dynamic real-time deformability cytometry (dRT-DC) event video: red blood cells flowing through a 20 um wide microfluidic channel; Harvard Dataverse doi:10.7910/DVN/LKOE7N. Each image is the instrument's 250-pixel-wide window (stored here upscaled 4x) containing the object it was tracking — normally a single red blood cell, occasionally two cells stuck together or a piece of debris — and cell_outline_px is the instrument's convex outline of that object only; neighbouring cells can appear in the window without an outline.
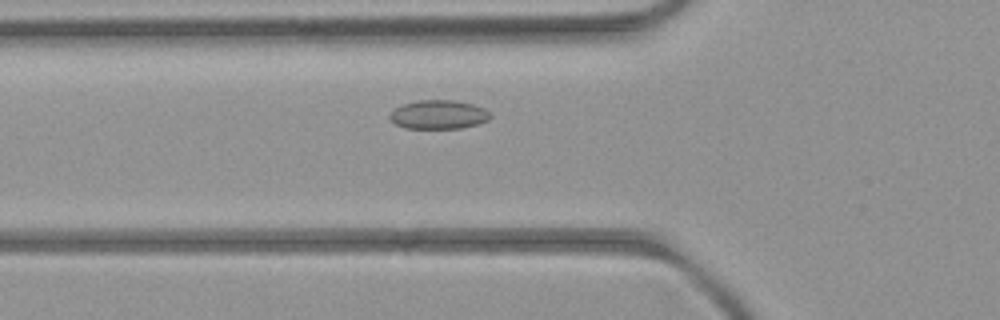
{"species": "common noctule bat (a hibernating species)", "species_latin": "Nyctalus noctula", "temperature_condition": "room temperature", "stored_images_in_passage": 4, "camera_frame_rate_fps": 3000, "um_per_image_px": 0.085, "animal": {"sex": "female", "body_mass_g": 21.9}, "frame": {"image": 1, "passage_image": 4, "time_ms": 4.333, "image_size_px": [1000, 320], "cell_outline_px": [[492, 116], [488, 120], [476, 124], [460, 128], [404, 128], [396, 124], [388, 116], [400, 104], [416, 100], [456, 100], [472, 104], [484, 108]], "centroid_in_image_um": [37.26, 9.73], "position_along_channel_um": 88.5, "area_um2": 16.88}}